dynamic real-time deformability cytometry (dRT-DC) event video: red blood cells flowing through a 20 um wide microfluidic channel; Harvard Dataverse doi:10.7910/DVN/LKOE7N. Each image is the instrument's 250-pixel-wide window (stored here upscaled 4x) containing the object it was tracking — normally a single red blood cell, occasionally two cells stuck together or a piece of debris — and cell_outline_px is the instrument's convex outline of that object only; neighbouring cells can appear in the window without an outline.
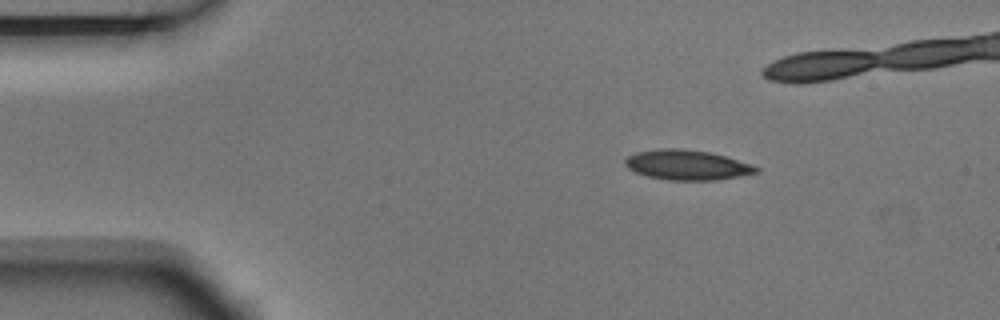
{"species": "Egyptian fruit bat (a non-hibernating species)", "species_latin": "Rousettus aegyptiacus", "temperature_condition": "room temperature", "stored_images_in_passage": 5, "camera_frame_rate_fps": 3000, "um_per_image_px": 0.085, "animal": {"sex": "male"}, "frame": {"image": 1, "passage_image": 2, "time_ms": 0.333, "image_size_px": [1000, 320], "cell_outline_px": [[760, 172], [716, 180], [668, 180], [648, 176], [636, 172], [628, 168], [624, 164], [624, 160], [628, 156], [636, 152], [660, 148], [680, 148], [708, 152], [724, 156], [760, 168]], "centroid_in_image_um": [58.36, 14.02], "position_along_channel_um": 26.6, "area_um2": 22.66}}